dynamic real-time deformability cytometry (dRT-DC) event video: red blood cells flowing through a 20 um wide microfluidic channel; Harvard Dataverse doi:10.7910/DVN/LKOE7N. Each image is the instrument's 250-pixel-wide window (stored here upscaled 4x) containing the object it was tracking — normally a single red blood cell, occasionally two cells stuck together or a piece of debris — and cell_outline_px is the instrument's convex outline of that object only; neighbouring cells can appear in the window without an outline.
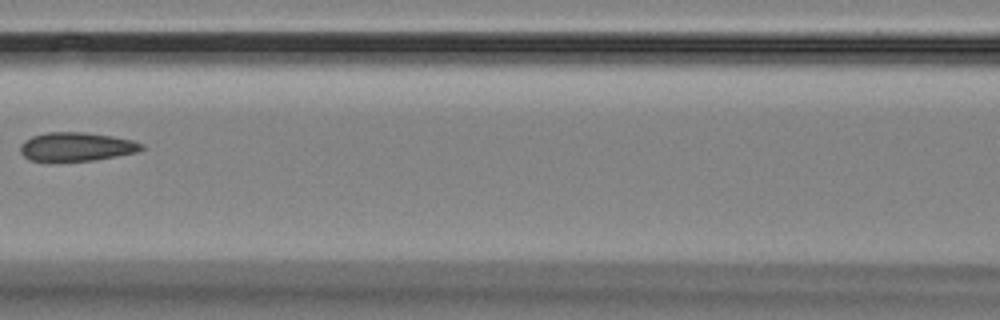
{"species": "Egyptian fruit bat (a non-hibernating species)", "species_latin": "Rousettus aegyptiacus", "temperature_condition": "room temperature", "stored_images_in_passage": 8, "camera_frame_rate_fps": 3000, "um_per_image_px": 0.085, "animal": {"sex": "female"}, "frame": {"image": 1, "passage_image": 5, "time_ms": 5.333, "image_size_px": [1000, 320], "cell_outline_px": [[144, 148], [136, 152], [96, 160], [28, 160], [20, 152], [20, 144], [24, 140], [32, 136], [48, 132], [88, 132], [112, 136], [132, 140], [144, 144]], "centroid_in_image_um": [6.5, 12.45], "position_along_channel_um": 160.1, "area_um2": 20.17}}
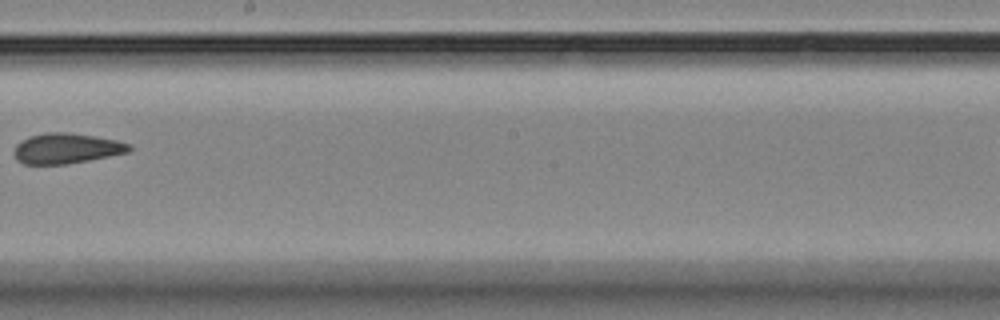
{"frame": {"image": 2, "passage_image": 7, "time_ms": 7.667, "image_size_px": [1000, 320], "cell_outline_px": [[132, 148], [128, 152], [68, 164], [24, 164], [16, 160], [12, 152], [16, 144], [20, 140], [28, 136], [48, 132], [68, 132], [96, 136], [116, 140], [132, 144]], "centroid_in_image_um": [5.61, 12.6], "position_along_channel_um": 242.6, "area_um2": 20.58}}
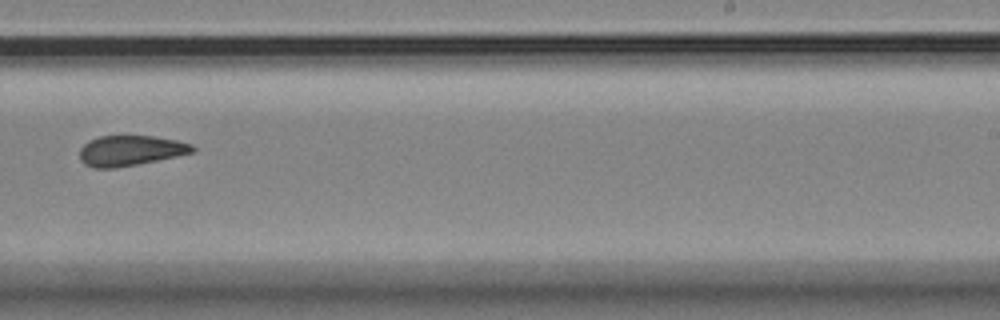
{"frame": {"image": 3, "passage_image": 8, "time_ms": 8.667, "image_size_px": [1000, 320], "cell_outline_px": [[196, 152], [116, 168], [92, 168], [84, 164], [80, 160], [80, 148], [88, 140], [100, 136], [156, 136], [176, 140], [192, 144], [196, 148]], "centroid_in_image_um": [11.08, 12.8], "position_along_channel_um": 277.9, "area_um2": 20.0}}